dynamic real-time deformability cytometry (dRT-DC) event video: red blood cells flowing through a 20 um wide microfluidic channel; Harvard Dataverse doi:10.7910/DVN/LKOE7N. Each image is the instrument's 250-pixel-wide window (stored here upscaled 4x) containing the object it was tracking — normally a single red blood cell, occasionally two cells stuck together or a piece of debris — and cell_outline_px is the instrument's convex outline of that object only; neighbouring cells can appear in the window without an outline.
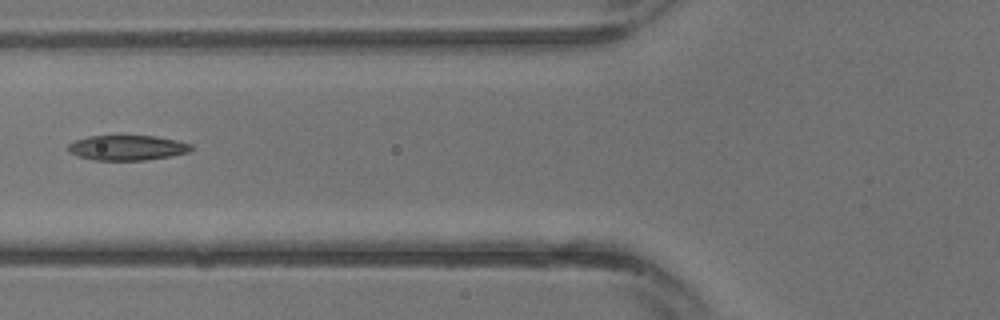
{"species": "common noctule bat (a hibernating species)", "species_latin": "Nyctalus noctula", "temperature_condition": "warm", "stored_images_in_passage": 30, "segment_of_instrument_passage": [2, 2], "camera_frame_rate_fps": 3000, "um_per_image_px": 0.085, "animal": {"sex": "male", "body_mass_g": 13.3}, "frame": {"image": 1, "passage_image": 12, "time_ms": 3.667, "image_size_px": [1000, 320], "cell_outline_px": [[196, 148], [188, 152], [172, 156], [144, 160], [92, 160], [68, 152], [68, 144], [76, 140], [88, 136], [156, 136], [176, 140], [192, 144]], "centroid_in_image_um": [10.85, 12.56], "position_along_channel_um": 114.9, "area_um2": 18.03}}
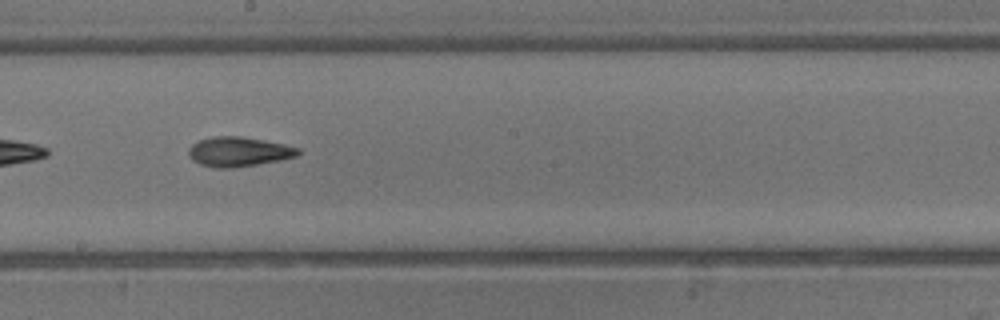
{"frame": {"image": 2, "passage_image": 17, "time_ms": 5.333, "image_size_px": [1000, 320], "cell_outline_px": [[300, 152], [296, 156], [284, 160], [232, 168], [216, 168], [200, 164], [192, 160], [188, 156], [188, 148], [192, 144], [200, 140], [212, 136], [240, 136], [264, 140], [284, 144], [300, 148]], "centroid_in_image_um": [20.28, 12.9], "position_along_channel_um": 227.9, "area_um2": 19.07}}
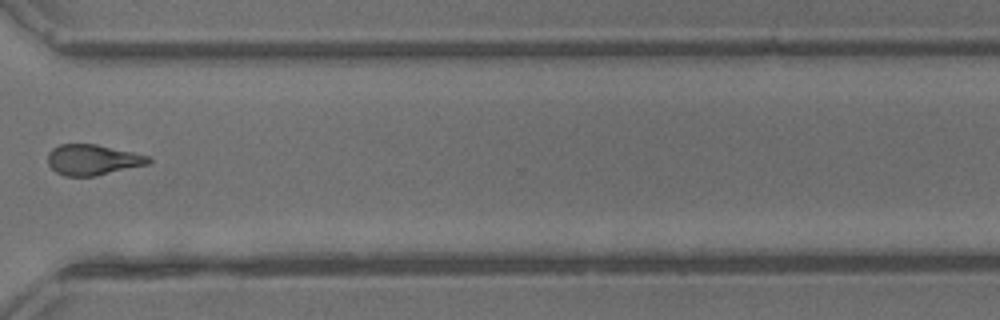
{"frame": {"image": 3, "passage_image": 23, "time_ms": 7.333, "image_size_px": [1000, 320], "cell_outline_px": [[152, 160], [148, 164], [96, 176], [64, 176], [56, 172], [48, 164], [48, 152], [52, 148], [60, 144], [96, 144], [152, 156]], "centroid_in_image_um": [7.89, 13.58], "position_along_channel_um": 362.7, "area_um2": 18.09}}